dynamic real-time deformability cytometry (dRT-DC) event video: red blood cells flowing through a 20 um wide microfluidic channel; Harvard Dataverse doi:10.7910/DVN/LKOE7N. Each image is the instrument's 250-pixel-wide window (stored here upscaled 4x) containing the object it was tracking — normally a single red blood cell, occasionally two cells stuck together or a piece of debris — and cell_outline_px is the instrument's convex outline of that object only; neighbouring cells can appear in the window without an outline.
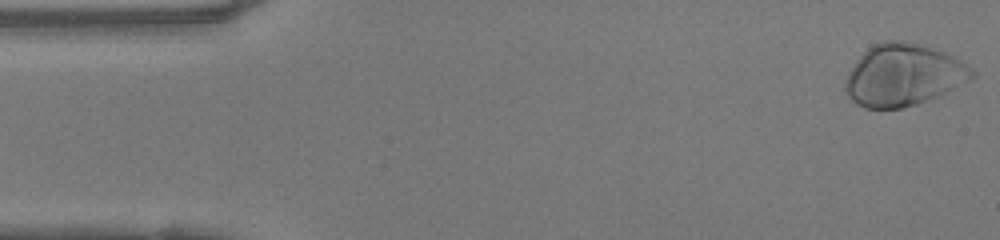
{"species": "human", "species_latin": "Homo sapiens", "temperature_condition": "warm", "stored_images_in_passage": 49, "camera_frame_rate_fps": 3000, "um_per_image_px": 0.085, "donor": {"sex": "female"}, "frame": {"image": 1, "passage_image": 1, "time_ms": 0.0, "image_size_px": [1000, 240], "cell_outline_px": [[976, 76], [940, 96], [916, 104], [900, 108], [864, 108], [856, 104], [848, 96], [844, 88], [844, 84], [848, 72], [856, 60], [872, 44], [884, 40], [908, 40], [944, 52], [960, 60], [972, 68], [976, 72]], "centroid_in_image_um": [76.77, 6.37], "position_along_channel_um": 8.2, "area_um2": 45.95}}
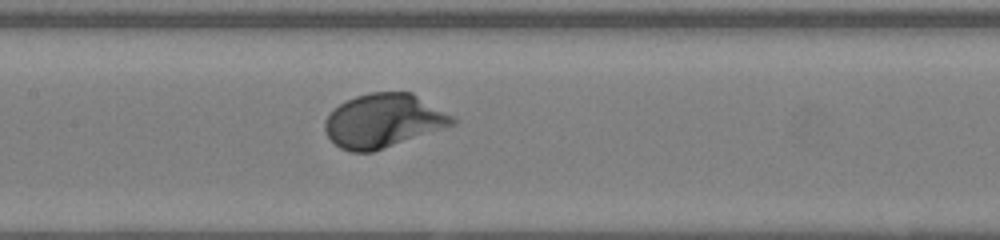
{"frame": {"image": 2, "passage_image": 22, "time_ms": 7.0, "image_size_px": [1000, 240], "cell_outline_px": [[460, 120], [456, 124], [372, 152], [352, 152], [340, 148], [324, 132], [324, 120], [340, 104], [356, 96], [372, 92], [412, 92]], "centroid_in_image_um": [32.61, 10.26], "position_along_channel_um": 174.8, "area_um2": 39.71}}
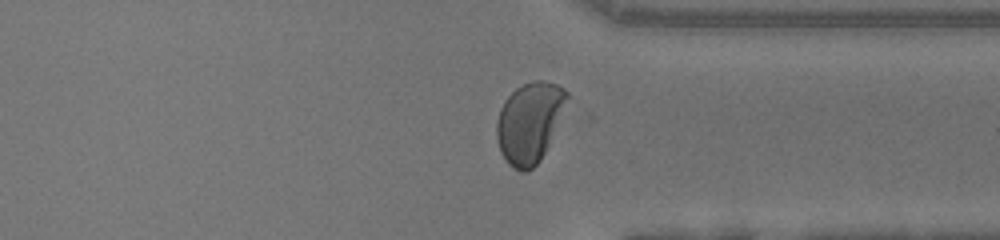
{"frame": {"image": 3, "passage_image": 36, "time_ms": 11.667, "image_size_px": [1000, 240], "cell_outline_px": [[568, 96], [544, 152], [540, 160], [528, 172], [520, 172], [512, 168], [508, 164], [500, 152], [496, 136], [496, 124], [500, 108], [504, 100], [516, 88], [524, 84], [536, 80], [544, 80], [556, 84], [564, 88], [568, 92]], "centroid_in_image_um": [44.95, 10.41], "position_along_channel_um": 366.5, "area_um2": 32.37}, "authors_computed_cell_mechanics": {"area_um2": 39.593, "velocity_mm_per_s": 4.1265, "shape_relaxation_time_tau1_ms": 2.0591, "shape_relaxation_time_tau2_ms": null, "deformation_change_tau1": 0.1521, "deformation_change_tau2": null}}